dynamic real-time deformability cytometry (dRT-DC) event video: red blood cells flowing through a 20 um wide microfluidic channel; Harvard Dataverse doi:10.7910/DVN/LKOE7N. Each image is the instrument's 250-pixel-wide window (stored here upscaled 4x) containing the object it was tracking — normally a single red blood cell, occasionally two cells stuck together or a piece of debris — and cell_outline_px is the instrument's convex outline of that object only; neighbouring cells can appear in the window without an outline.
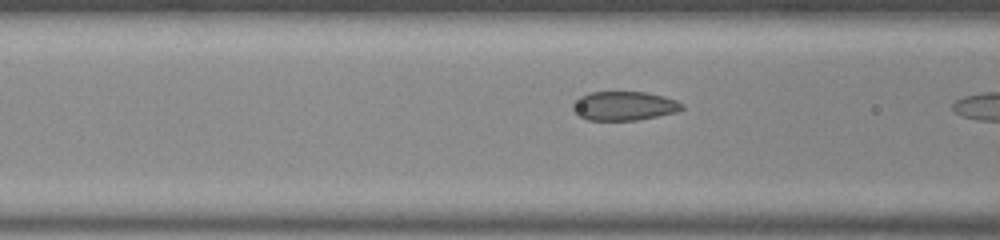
{"species": "common noctule bat (a hibernating species)", "species_latin": "Nyctalus noctula", "temperature_condition": "room temperature", "stored_images_in_passage": 8, "camera_frame_rate_fps": 3000, "um_per_image_px": 0.085, "animal": {"sex": "male", "body_mass_g": 20.0, "forearm_length_mm": 53.3}, "frame": {"image": 1, "passage_image": 7, "time_ms": 2.0, "image_size_px": [1000, 240], "cell_outline_px": [[684, 108], [676, 112], [636, 120], [588, 120], [572, 112], [572, 104], [580, 96], [592, 92], [644, 92], [664, 96], [676, 100], [684, 104]], "centroid_in_image_um": [53.03, 9.0], "position_along_channel_um": 113.6, "area_um2": 18.44}}